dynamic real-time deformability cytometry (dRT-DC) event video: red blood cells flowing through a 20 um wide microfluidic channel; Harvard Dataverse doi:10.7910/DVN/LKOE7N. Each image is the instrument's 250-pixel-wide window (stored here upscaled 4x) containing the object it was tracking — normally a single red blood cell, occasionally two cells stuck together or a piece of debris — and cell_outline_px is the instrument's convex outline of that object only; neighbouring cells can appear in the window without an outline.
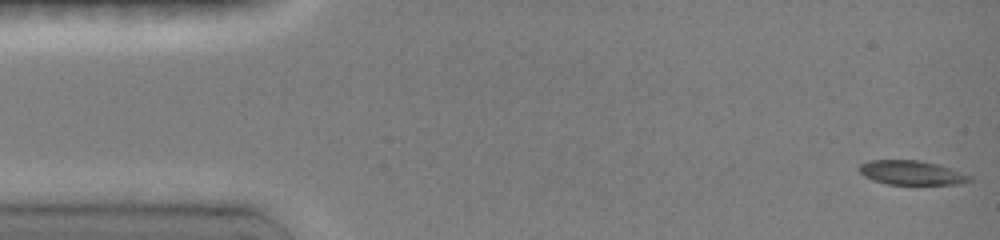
{"species": "common noctule bat (a hibernating species)", "species_latin": "Nyctalus noctula", "temperature_condition": "room temperature", "stored_images_in_passage": 16, "camera_frame_rate_fps": 3000, "um_per_image_px": 0.085, "animal": {"sex": "female", "body_mass_g": 19.0, "forearm_length_mm": 51.5}, "frame": {"image": 1, "passage_image": 1, "time_ms": 0.0, "image_size_px": [1000, 240], "cell_outline_px": [[972, 180], [960, 184], [888, 184], [872, 180], [864, 176], [856, 168], [860, 164], [868, 160], [920, 160], [936, 164], [972, 176]], "centroid_in_image_um": [77.42, 14.68], "position_along_channel_um": 7.6, "area_um2": 15.55}}
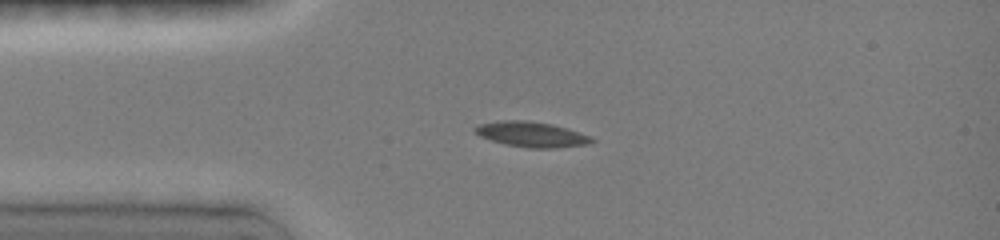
{"frame": {"image": 2, "passage_image": 6, "time_ms": 3.333, "image_size_px": [1000, 240], "cell_outline_px": [[596, 140], [588, 144], [556, 148], [528, 148], [508, 144], [492, 140], [480, 136], [472, 128], [476, 124], [500, 120], [528, 120], [552, 124], [568, 128], [592, 136]], "centroid_in_image_um": [45.2, 11.4], "position_along_channel_um": 39.8, "area_um2": 17.34}}
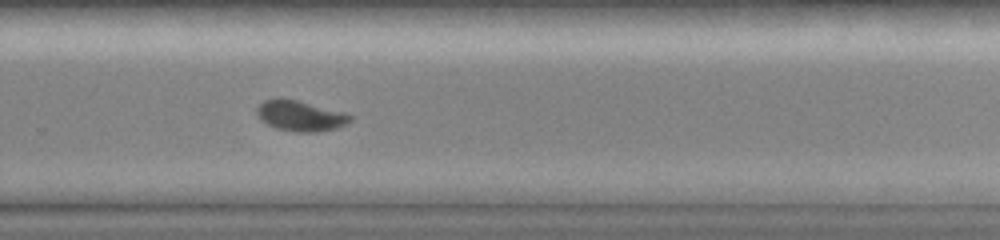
{"frame": {"image": 3, "passage_image": 15, "time_ms": 10.333, "image_size_px": [1000, 240], "cell_outline_px": [[352, 120], [336, 128], [316, 132], [296, 132], [276, 128], [260, 120], [256, 112], [256, 108], [264, 100], [280, 96], [344, 112], [352, 116]], "centroid_in_image_um": [25.48, 9.83], "position_along_channel_um": 304.3, "area_um2": 16.65}}